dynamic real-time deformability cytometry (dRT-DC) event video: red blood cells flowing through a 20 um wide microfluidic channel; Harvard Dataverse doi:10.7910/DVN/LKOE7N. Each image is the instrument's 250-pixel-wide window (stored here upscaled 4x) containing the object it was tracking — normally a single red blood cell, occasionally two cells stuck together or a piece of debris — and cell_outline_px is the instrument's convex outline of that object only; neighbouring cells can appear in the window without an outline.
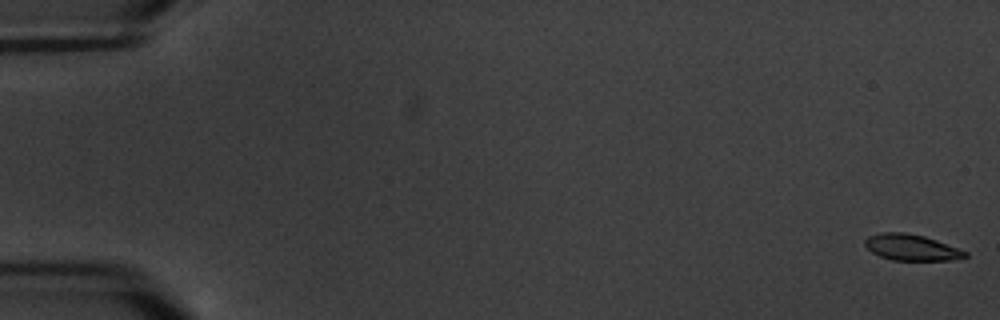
{"species": "common noctule bat (a hibernating species)", "species_latin": "Nyctalus noctula", "temperature_condition": "warm", "stored_images_in_passage": 5, "camera_frame_rate_fps": 3000, "um_per_image_px": 0.085, "animal": {"sex": "male", "body_mass_g": 20.1, "forearm_length_mm": 53.5}, "frame": {"image": 1, "passage_image": 1, "time_ms": 0.0, "image_size_px": [1000, 320], "cell_outline_px": [[968, 256], [948, 260], [892, 260], [880, 256], [872, 252], [864, 244], [864, 240], [868, 236], [880, 232], [904, 232], [924, 236], [936, 240], [968, 252]], "centroid_in_image_um": [77.44, 21.02], "position_along_channel_um": 7.6, "area_um2": 15.14}}
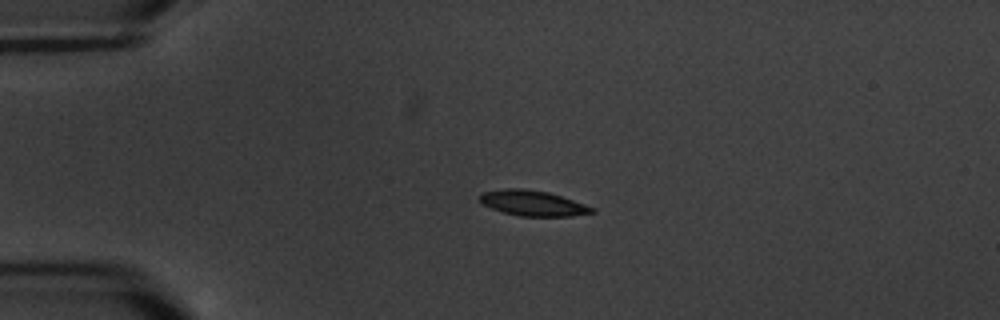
{"frame": {"image": 2, "passage_image": 4, "time_ms": 4.667, "image_size_px": [1000, 320], "cell_outline_px": [[596, 212], [572, 216], [520, 216], [504, 212], [492, 208], [476, 200], [484, 192], [504, 188], [520, 188], [548, 192], [596, 208]], "centroid_in_image_um": [45.29, 17.27], "position_along_channel_um": 39.7, "area_um2": 16.47}}